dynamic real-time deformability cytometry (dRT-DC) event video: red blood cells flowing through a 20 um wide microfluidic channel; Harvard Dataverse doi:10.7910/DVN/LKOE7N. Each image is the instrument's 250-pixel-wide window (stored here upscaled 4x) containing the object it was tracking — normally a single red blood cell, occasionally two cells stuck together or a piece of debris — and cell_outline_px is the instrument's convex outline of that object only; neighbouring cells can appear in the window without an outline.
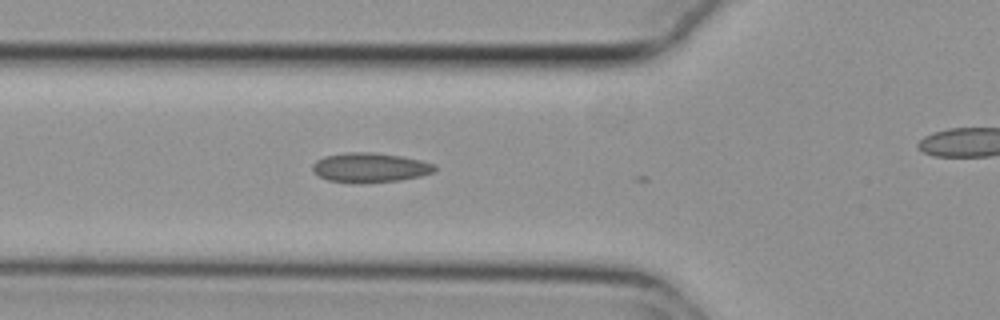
{"species": "common noctule bat (a hibernating species)", "species_latin": "Nyctalus noctula", "temperature_condition": "cold", "stored_images_in_passage": 3, "camera_frame_rate_fps": 3000, "um_per_image_px": 0.085, "animal": {"sex": "female", "body_mass_g": 29.2, "forearm_length_mm": 56.3}, "frame": {"image": 1, "passage_image": 2, "time_ms": 0.333, "image_size_px": [1000, 320], "cell_outline_px": [[436, 172], [420, 176], [400, 180], [360, 184], [352, 184], [328, 180], [312, 172], [312, 164], [316, 160], [324, 156], [348, 152], [372, 152], [400, 156], [420, 160], [436, 164]], "centroid_in_image_um": [31.43, 14.26], "position_along_channel_um": 94.4, "area_um2": 21.39}}